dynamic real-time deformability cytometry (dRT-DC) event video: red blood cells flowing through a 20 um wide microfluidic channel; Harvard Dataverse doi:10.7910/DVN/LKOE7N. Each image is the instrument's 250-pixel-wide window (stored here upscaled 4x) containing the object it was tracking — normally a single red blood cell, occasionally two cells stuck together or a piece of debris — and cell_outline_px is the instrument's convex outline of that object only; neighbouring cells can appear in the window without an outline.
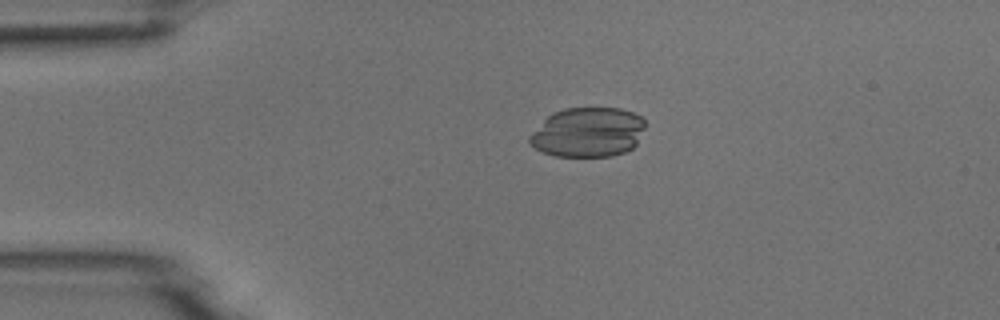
{"species": "common noctule bat (a hibernating species)", "species_latin": "Nyctalus noctula", "temperature_condition": "room temperature", "stored_images_in_passage": 4, "camera_frame_rate_fps": 3000, "um_per_image_px": 0.085, "animal": {"sex": "male", "body_mass_g": 18.8}, "frame": {"image": 1, "passage_image": 3, "time_ms": 2.333, "image_size_px": [1000, 320], "cell_outline_px": [[644, 128], [636, 144], [632, 148], [624, 152], [612, 156], [556, 156], [544, 152], [536, 148], [528, 140], [528, 136], [552, 112], [564, 108], [620, 108], [632, 112], [640, 116], [644, 120]], "centroid_in_image_um": [49.97, 11.23], "position_along_channel_um": 35.0, "area_um2": 33.29}}